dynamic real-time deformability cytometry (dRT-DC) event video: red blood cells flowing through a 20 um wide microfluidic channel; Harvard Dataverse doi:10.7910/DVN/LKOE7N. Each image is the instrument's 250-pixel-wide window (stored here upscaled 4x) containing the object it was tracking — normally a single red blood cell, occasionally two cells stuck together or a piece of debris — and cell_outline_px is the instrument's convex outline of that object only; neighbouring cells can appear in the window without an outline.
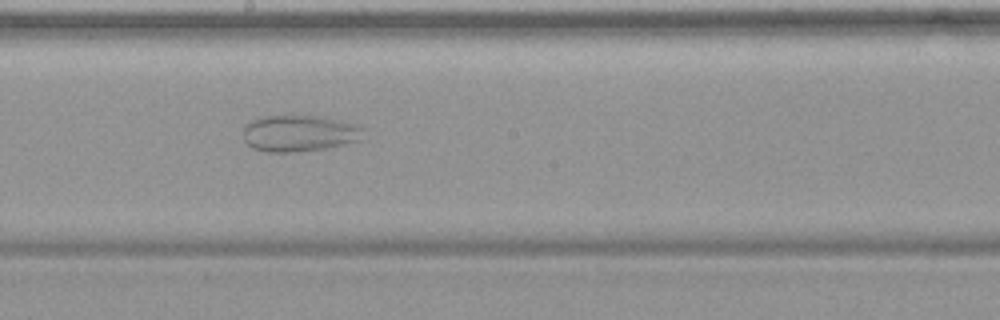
{"species": "common noctule bat (a hibernating species)", "species_latin": "Nyctalus noctula", "temperature_condition": "warm", "stored_images_in_passage": 38, "camera_frame_rate_fps": 3000, "um_per_image_px": 0.085, "animal": {"sex": "female", "body_mass_g": 19.9}, "frame": {"image": 1, "passage_image": 14, "time_ms": 4.333, "image_size_px": [1000, 320], "cell_outline_px": [[368, 140], [328, 148], [292, 152], [264, 152], [252, 148], [244, 140], [244, 124], [260, 116], [324, 116], [356, 124], [364, 128]], "centroid_in_image_um": [25.53, 11.34], "position_along_channel_um": 222.7, "area_um2": 26.3}}
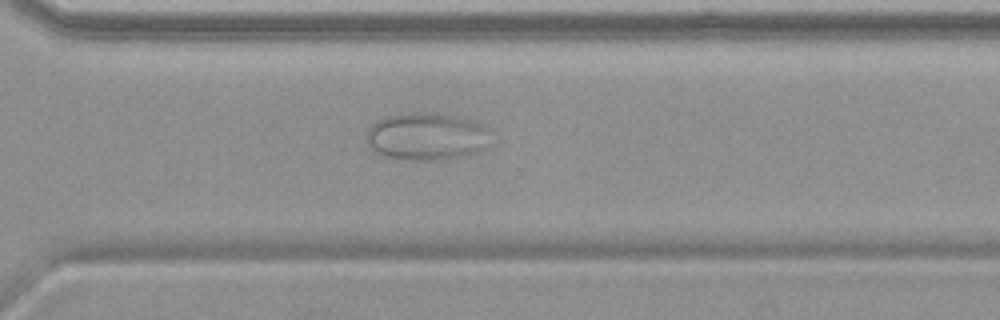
{"frame": {"image": 2, "passage_image": 23, "time_ms": 7.333, "image_size_px": [1000, 320], "cell_outline_px": [[492, 128], [484, 148], [480, 152], [460, 156], [436, 160], [400, 160], [384, 156], [372, 152], [368, 144], [368, 128], [376, 120], [384, 116], [408, 112], [432, 112], [456, 116], [472, 120], [484, 124]], "centroid_in_image_um": [36.25, 11.59], "position_along_channel_um": 334.3, "area_um2": 35.03}}
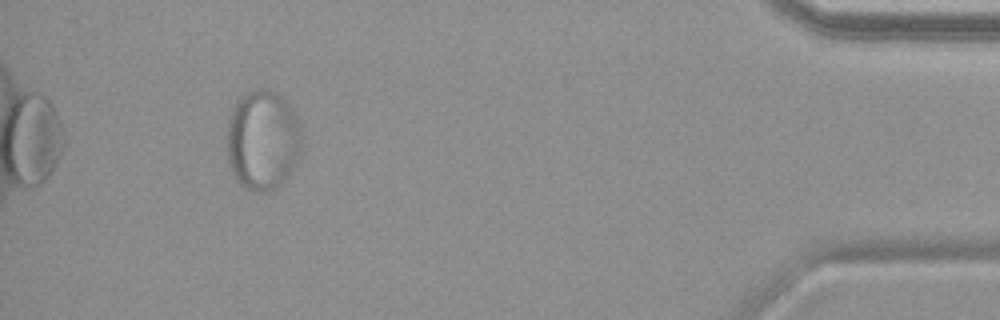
{"frame": {"image": 3, "passage_image": 34, "time_ms": 11.0, "image_size_px": [1000, 320], "cell_outline_px": [[300, 156], [296, 164], [288, 176], [276, 188], [264, 192], [252, 192], [244, 188], [236, 180], [232, 172], [228, 160], [228, 116], [232, 108], [240, 96], [256, 88], [268, 88], [276, 92], [288, 104], [296, 116], [300, 124]], "centroid_in_image_um": [22.32, 11.91], "position_along_channel_um": 412.9, "area_um2": 43.93}}